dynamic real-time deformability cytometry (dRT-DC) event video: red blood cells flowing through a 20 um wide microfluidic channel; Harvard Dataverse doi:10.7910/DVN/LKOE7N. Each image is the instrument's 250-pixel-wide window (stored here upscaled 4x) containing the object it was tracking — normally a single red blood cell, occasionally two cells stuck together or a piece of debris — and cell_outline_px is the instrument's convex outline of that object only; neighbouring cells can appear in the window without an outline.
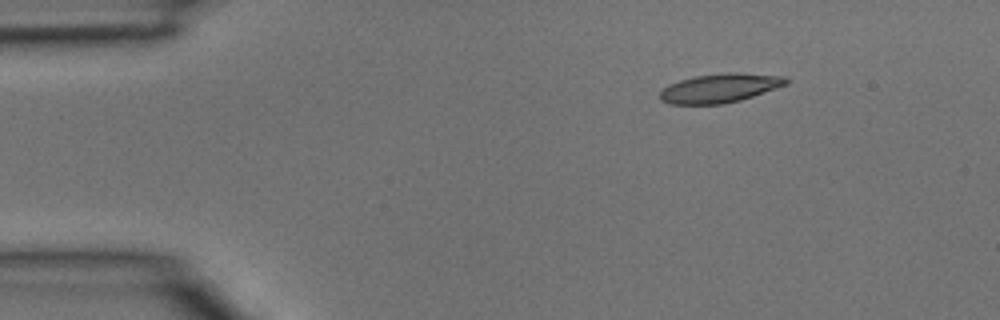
{"species": "common noctule bat (a hibernating species)", "species_latin": "Nyctalus noctula", "temperature_condition": "room temperature", "stored_images_in_passage": 2, "camera_frame_rate_fps": 3000, "um_per_image_px": 0.085, "animal": {"sex": "male", "body_mass_g": 15.6}, "frame": {"image": 1, "passage_image": 1, "time_ms": 0.0, "image_size_px": [1000, 320], "cell_outline_px": [[788, 84], [740, 100], [724, 104], [668, 104], [660, 100], [660, 92], [668, 84], [680, 80], [696, 76], [728, 72], [732, 72], [784, 76], [788, 80]], "centroid_in_image_um": [61.16, 7.49], "position_along_channel_um": 23.8, "area_um2": 21.21}}